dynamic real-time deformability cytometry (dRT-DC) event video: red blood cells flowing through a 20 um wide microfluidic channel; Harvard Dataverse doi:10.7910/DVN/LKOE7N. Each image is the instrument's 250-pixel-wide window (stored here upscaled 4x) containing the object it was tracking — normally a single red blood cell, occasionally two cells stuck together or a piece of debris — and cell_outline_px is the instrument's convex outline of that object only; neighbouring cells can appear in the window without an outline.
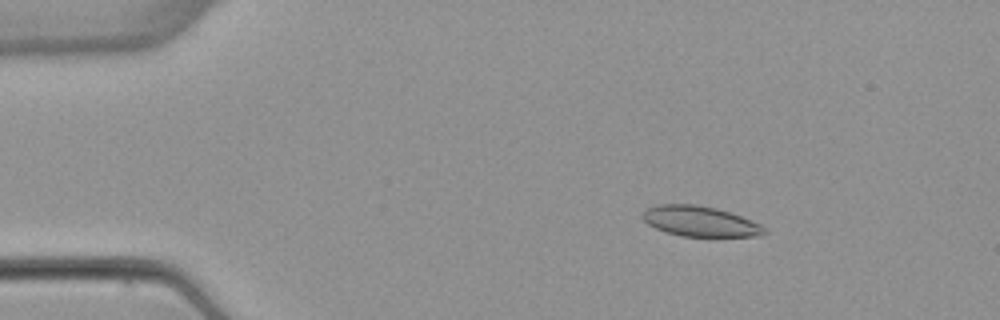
{"species": "common noctule bat (a hibernating species)", "species_latin": "Nyctalus noctula", "temperature_condition": "warm", "stored_images_in_passage": 6, "camera_frame_rate_fps": 3000, "um_per_image_px": 0.085, "animal": {"sex": "female", "body_mass_g": 22.7, "forearm_length_mm": 54.2}, "frame": {"image": 1, "passage_image": 3, "time_ms": 2.333, "image_size_px": [1000, 320], "cell_outline_px": [[768, 232], [760, 236], [680, 236], [656, 228], [648, 224], [644, 220], [644, 212], [648, 208], [656, 204], [696, 204], [716, 208], [740, 216], [760, 224]], "centroid_in_image_um": [59.51, 18.81], "position_along_channel_um": 25.5, "area_um2": 21.21}}
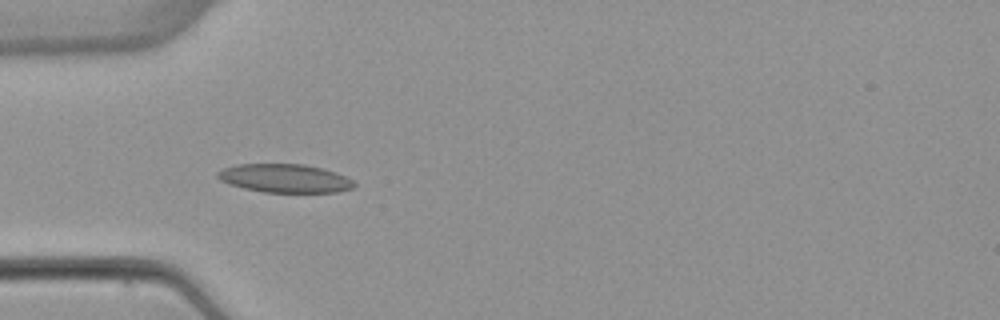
{"frame": {"image": 2, "passage_image": 5, "time_ms": 5.0, "image_size_px": [1000, 320], "cell_outline_px": [[356, 184], [352, 188], [336, 192], [264, 192], [244, 188], [228, 184], [220, 180], [216, 176], [216, 172], [224, 168], [236, 164], [304, 164], [336, 172], [352, 180]], "centroid_in_image_um": [24.17, 15.15], "position_along_channel_um": 60.8, "area_um2": 22.6}}
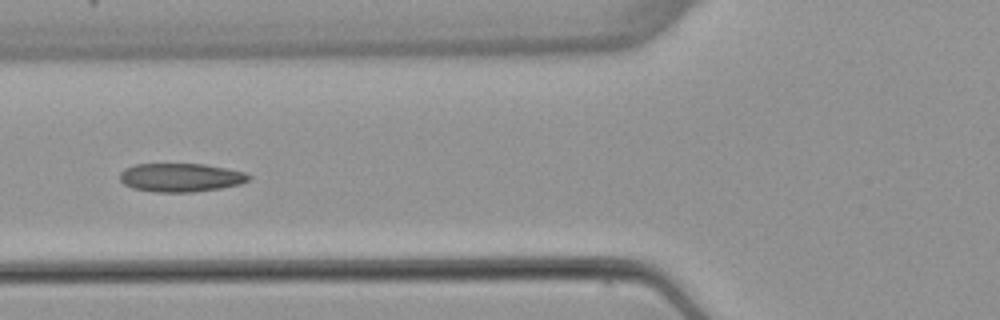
{"frame": {"image": 3, "passage_image": 6, "time_ms": 6.333, "image_size_px": [1000, 320], "cell_outline_px": [[252, 176], [248, 180], [240, 184], [220, 188], [192, 192], [156, 192], [132, 188], [124, 184], [120, 180], [120, 172], [124, 168], [136, 164], [204, 164], [244, 172]], "centroid_in_image_um": [15.33, 15.09], "position_along_channel_um": 110.5, "area_um2": 21.39}}